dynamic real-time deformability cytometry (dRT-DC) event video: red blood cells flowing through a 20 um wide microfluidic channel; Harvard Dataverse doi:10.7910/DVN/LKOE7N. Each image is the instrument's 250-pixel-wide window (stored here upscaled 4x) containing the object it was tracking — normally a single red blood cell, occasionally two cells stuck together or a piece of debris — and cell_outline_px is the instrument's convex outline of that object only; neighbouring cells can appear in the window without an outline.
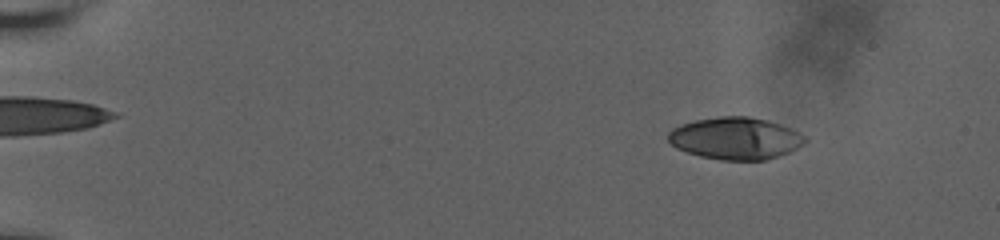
{"species": "human", "species_latin": "Homo sapiens", "temperature_condition": "room temperature", "stored_images_in_passage": 60, "camera_frame_rate_fps": 3000, "um_per_image_px": 0.085, "donor": {"sex": "male"}, "frame": {"image": 1, "passage_image": 9, "time_ms": 2.667, "image_size_px": [1000, 240], "cell_outline_px": [[808, 140], [804, 144], [788, 152], [764, 160], [720, 160], [700, 156], [676, 148], [668, 140], [668, 132], [672, 128], [680, 124], [696, 120], [720, 116], [748, 116], [768, 120], [792, 128], [800, 132]], "centroid_in_image_um": [62.52, 11.75], "position_along_channel_um": 22.5, "area_um2": 33.64}}
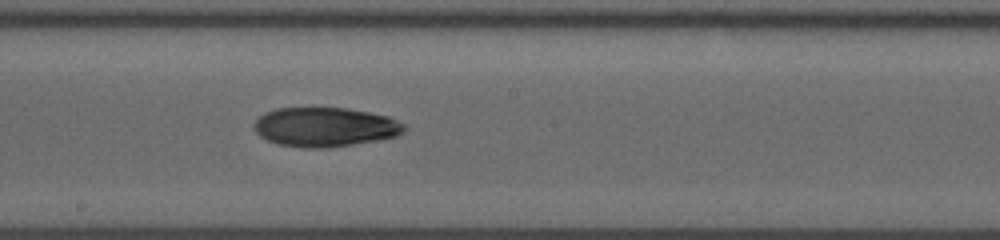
{"frame": {"image": 2, "passage_image": 36, "time_ms": 11.667, "image_size_px": [1000, 240], "cell_outline_px": [[408, 128], [404, 132], [396, 136], [376, 140], [328, 148], [304, 148], [280, 144], [268, 140], [260, 136], [252, 128], [252, 124], [264, 112], [276, 108], [348, 108], [388, 116], [404, 124]], "centroid_in_image_um": [27.61, 10.79], "position_along_channel_um": 220.6, "area_um2": 34.45}}
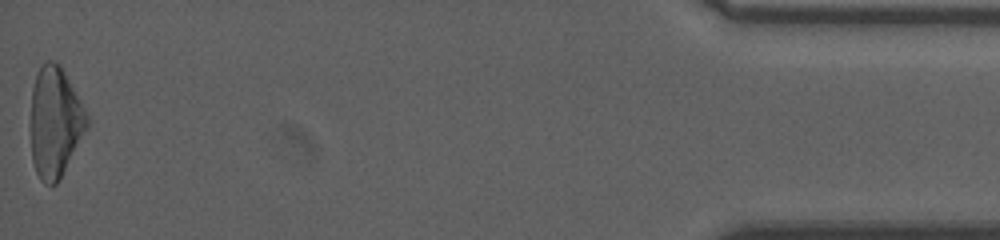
{"frame": {"image": 3, "passage_image": 60, "time_ms": 19.667, "image_size_px": [1000, 240], "cell_outline_px": [[88, 128], [56, 184], [44, 184], [40, 180], [36, 172], [32, 160], [28, 124], [32, 88], [36, 72], [48, 60], [52, 60], [60, 64], [88, 116]], "centroid_in_image_um": [4.62, 10.39], "position_along_channel_um": 430.6, "area_um2": 36.65}, "authors_computed_cell_mechanics": {"area_um2": 34.5355, "velocity_mm_per_s": 3.679, "shape_relaxation_time_tau1_ms": 7.6933, "shape_relaxation_time_tau2_ms": null, "deformation_change_tau1": 0.1935, "deformation_change_tau2": null}}